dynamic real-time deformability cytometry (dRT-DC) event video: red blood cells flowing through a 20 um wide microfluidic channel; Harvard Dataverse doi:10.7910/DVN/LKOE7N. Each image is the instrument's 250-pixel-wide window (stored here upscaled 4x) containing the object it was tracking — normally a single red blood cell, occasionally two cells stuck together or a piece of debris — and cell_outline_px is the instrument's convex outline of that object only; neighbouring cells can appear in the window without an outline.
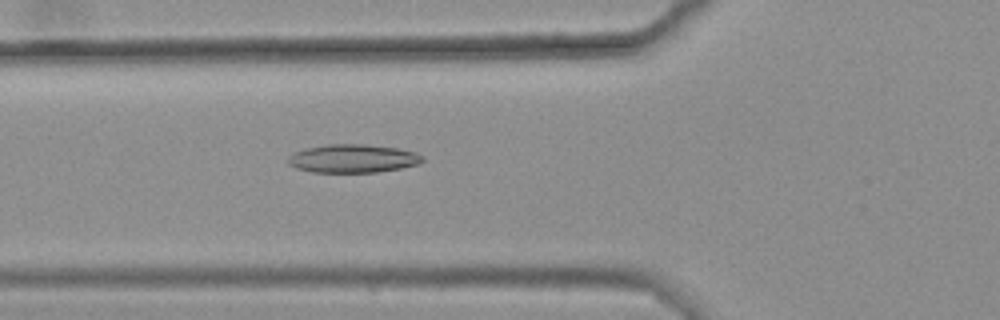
{"species": "common noctule bat (a hibernating species)", "species_latin": "Nyctalus noctula", "temperature_condition": "warm", "stored_images_in_passage": 39, "camera_frame_rate_fps": 3000, "um_per_image_px": 0.085, "animal": {"sex": "female", "body_mass_g": 25.1}, "frame": {"image": 1, "passage_image": 10, "time_ms": 3.0, "image_size_px": [1000, 320], "cell_outline_px": [[424, 160], [416, 164], [400, 168], [376, 172], [312, 172], [296, 168], [288, 164], [288, 156], [292, 152], [308, 148], [328, 144], [364, 144], [400, 148], [416, 152], [424, 156]], "centroid_in_image_um": [29.99, 13.47], "position_along_channel_um": 95.8, "area_um2": 22.25}}
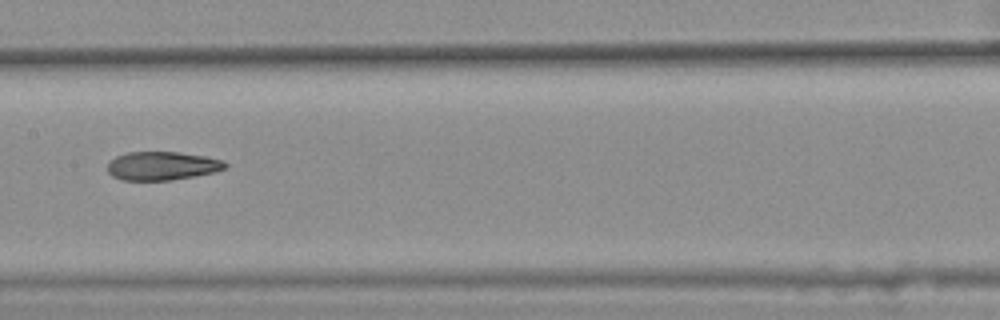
{"frame": {"image": 2, "passage_image": 18, "time_ms": 5.667, "image_size_px": [1000, 320], "cell_outline_px": [[228, 164], [224, 168], [216, 172], [172, 180], [124, 180], [112, 176], [108, 172], [108, 164], [116, 156], [128, 152], [180, 152], [204, 156], [224, 160]], "centroid_in_image_um": [13.8, 14.1], "position_along_channel_um": 193.6, "area_um2": 19.54}}
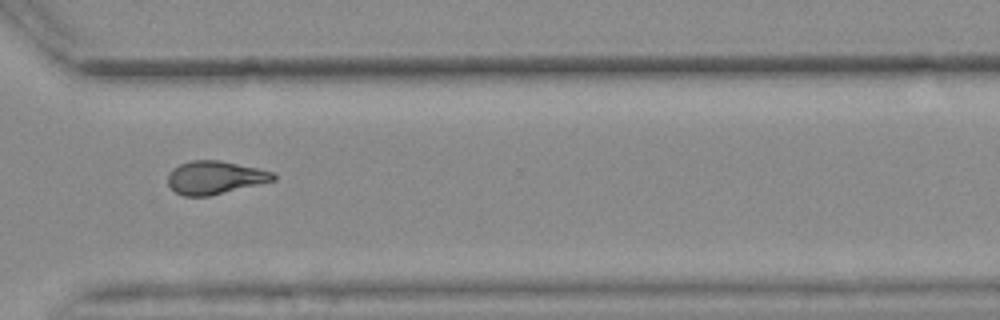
{"frame": {"image": 3, "passage_image": 31, "time_ms": 10.0, "image_size_px": [1000, 320], "cell_outline_px": [[276, 180], [208, 196], [184, 196], [176, 192], [168, 184], [168, 176], [180, 164], [192, 160], [220, 160], [256, 168], [272, 172], [276, 176]], "centroid_in_image_um": [18.28, 15.09], "position_along_channel_um": 352.3, "area_um2": 19.94}, "authors_computed_cell_mechanics": {"area_um2": 20.4612, "velocity_mm_per_s": 3.6567, "shape_relaxation_time_tau1_ms": null, "shape_relaxation_time_tau2_ms": 4.0362, "deformation_change_tau1": null, "deformation_change_tau2": 0.1266}}